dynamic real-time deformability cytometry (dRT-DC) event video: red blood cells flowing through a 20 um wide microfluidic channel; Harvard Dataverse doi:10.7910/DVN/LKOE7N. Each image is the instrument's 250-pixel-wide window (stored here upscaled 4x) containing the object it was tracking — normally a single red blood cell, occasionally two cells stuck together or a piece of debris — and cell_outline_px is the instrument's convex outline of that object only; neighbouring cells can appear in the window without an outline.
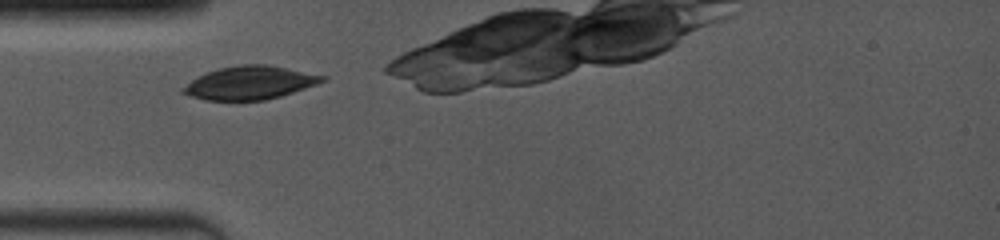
{"species": "common noctule bat (a hibernating species)", "species_latin": "Nyctalus noctula", "temperature_condition": "room temperature", "stored_images_in_passage": 34, "camera_frame_rate_fps": 4000, "um_per_image_px": 0.085, "animal": {"sex": "female", "body_mass_g": 19.0, "forearm_length_mm": 53.3}, "frame": {"image": 1, "passage_image": 1, "time_ms": 0.0, "image_size_px": [1000, 240], "cell_outline_px": [[328, 80], [280, 96], [264, 100], [204, 100], [180, 92], [180, 88], [204, 72], [220, 68], [240, 64], [264, 64], [328, 76]], "centroid_in_image_um": [21.21, 7.03], "position_along_channel_um": 63.8, "area_um2": 26.88}}